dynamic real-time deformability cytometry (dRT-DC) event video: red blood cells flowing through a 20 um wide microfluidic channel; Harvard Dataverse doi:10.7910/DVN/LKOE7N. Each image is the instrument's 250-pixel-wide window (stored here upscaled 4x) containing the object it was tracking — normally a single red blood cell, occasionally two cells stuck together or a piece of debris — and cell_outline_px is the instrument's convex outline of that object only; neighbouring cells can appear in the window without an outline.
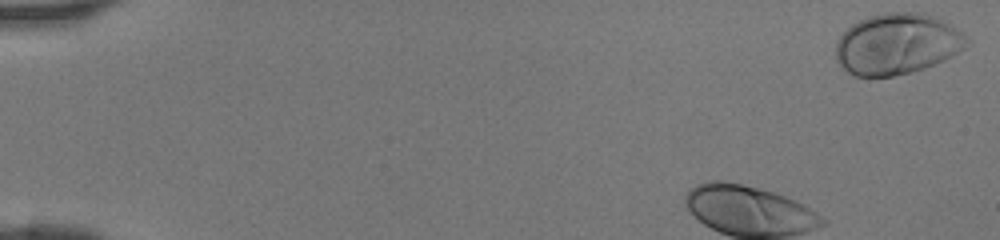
{"species": "human", "species_latin": "Homo sapiens", "temperature_condition": "room temperature", "stored_images_in_passage": 37, "camera_frame_rate_fps": 3000, "um_per_image_px": 0.085, "donor": {"sex": "female"}, "frame": {"image": 1, "passage_image": 1, "time_ms": 0.0, "image_size_px": [1000, 240], "cell_outline_px": [[972, 44], [944, 60], [924, 68], [912, 72], [892, 76], [852, 76], [836, 60], [836, 40], [852, 24], [868, 16], [884, 12], [924, 12], [936, 16], [972, 40]], "centroid_in_image_um": [76.27, 3.73], "position_along_channel_um": 8.7, "area_um2": 46.76}}
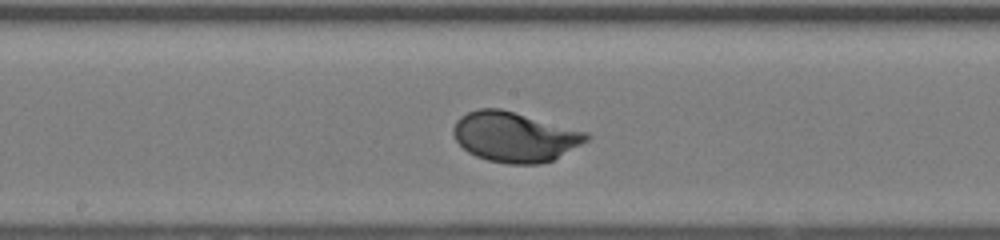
{"frame": {"image": 2, "passage_image": 21, "time_ms": 6.667, "image_size_px": [1000, 240], "cell_outline_px": [[592, 136], [588, 140], [552, 160], [540, 164], [508, 164], [488, 160], [476, 156], [468, 152], [456, 140], [452, 132], [452, 128], [456, 120], [460, 116], [468, 112], [480, 108], [500, 108], [588, 132]], "centroid_in_image_um": [43.73, 11.63], "position_along_channel_um": 204.5, "area_um2": 38.67}}
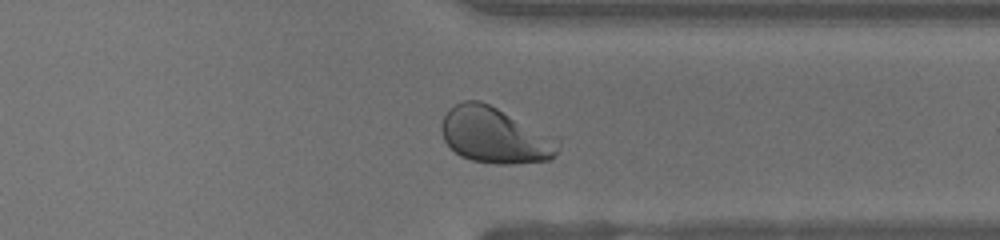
{"frame": {"image": 3, "passage_image": 32, "time_ms": 10.333, "image_size_px": [1000, 240], "cell_outline_px": [[556, 156], [552, 160], [512, 164], [496, 164], [472, 160], [460, 156], [444, 140], [440, 132], [440, 124], [444, 116], [456, 104], [464, 100], [480, 100], [496, 108], [556, 148]], "centroid_in_image_um": [41.8, 11.55], "position_along_channel_um": 369.6, "area_um2": 35.2}}